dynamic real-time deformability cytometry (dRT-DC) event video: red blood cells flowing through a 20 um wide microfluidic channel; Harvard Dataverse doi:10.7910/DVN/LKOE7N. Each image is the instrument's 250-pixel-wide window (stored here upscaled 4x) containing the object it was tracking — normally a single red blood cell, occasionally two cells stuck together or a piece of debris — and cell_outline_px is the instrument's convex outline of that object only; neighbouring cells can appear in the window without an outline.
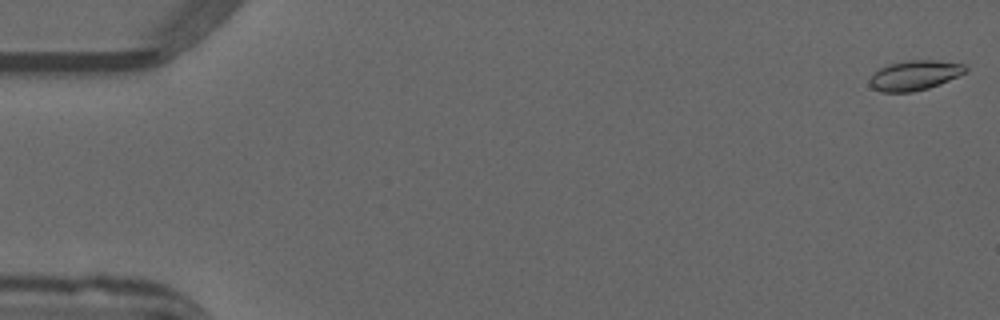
{"species": "common noctule bat (a hibernating species)", "species_latin": "Nyctalus noctula", "temperature_condition": "warm", "stored_images_in_passage": 52, "camera_frame_rate_fps": 3000, "um_per_image_px": 0.085, "animal": {"sex": "male", "forearm_length_mm": 52.5}, "frame": {"image": 1, "passage_image": 1, "time_ms": 0.0, "image_size_px": [1000, 320], "cell_outline_px": [[968, 72], [940, 84], [928, 88], [912, 92], [880, 92], [872, 88], [868, 84], [868, 80], [880, 68], [888, 64], [908, 60], [932, 60], [964, 64], [968, 68]], "centroid_in_image_um": [77.75, 6.41], "position_along_channel_um": 7.3, "area_um2": 16.76}}
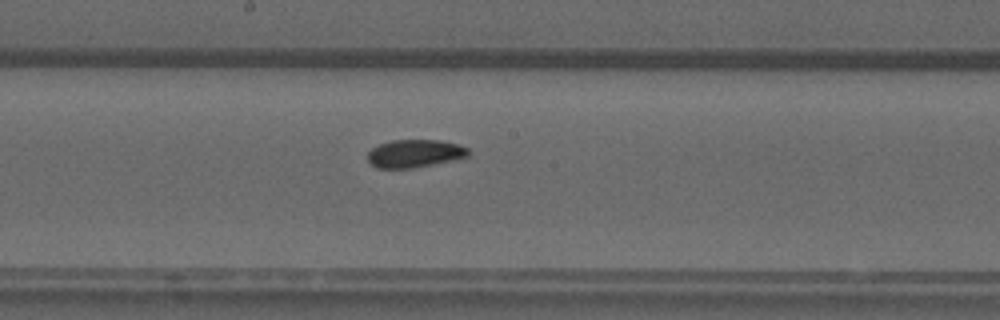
{"frame": {"image": 2, "passage_image": 28, "time_ms": 9.0, "image_size_px": [1000, 320], "cell_outline_px": [[468, 156], [452, 160], [412, 168], [376, 168], [368, 160], [368, 152], [372, 148], [380, 144], [392, 140], [440, 140], [460, 144], [468, 148]], "centroid_in_image_um": [35.25, 13.04], "position_along_channel_um": 213.0, "area_um2": 16.24}}
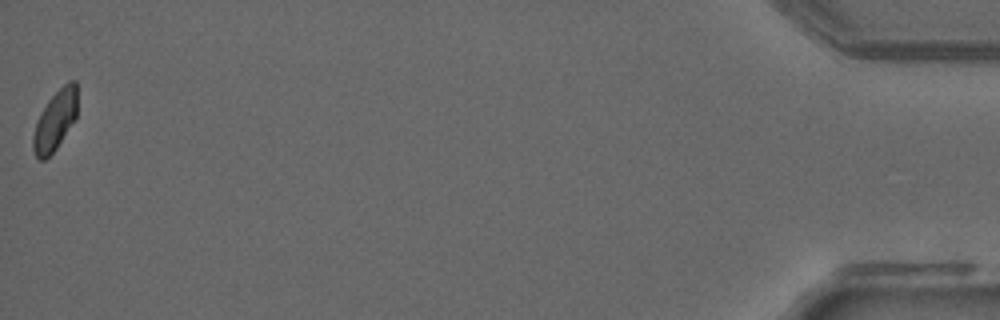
{"frame": {"image": 3, "passage_image": 52, "time_ms": 17.0, "image_size_px": [1000, 320], "cell_outline_px": [[76, 116], [56, 148], [44, 160], [40, 160], [36, 156], [32, 148], [32, 136], [36, 120], [40, 112], [48, 100], [68, 80], [76, 80]], "centroid_in_image_um": [4.64, 10.23], "position_along_channel_um": 430.6, "area_um2": 15.2}}